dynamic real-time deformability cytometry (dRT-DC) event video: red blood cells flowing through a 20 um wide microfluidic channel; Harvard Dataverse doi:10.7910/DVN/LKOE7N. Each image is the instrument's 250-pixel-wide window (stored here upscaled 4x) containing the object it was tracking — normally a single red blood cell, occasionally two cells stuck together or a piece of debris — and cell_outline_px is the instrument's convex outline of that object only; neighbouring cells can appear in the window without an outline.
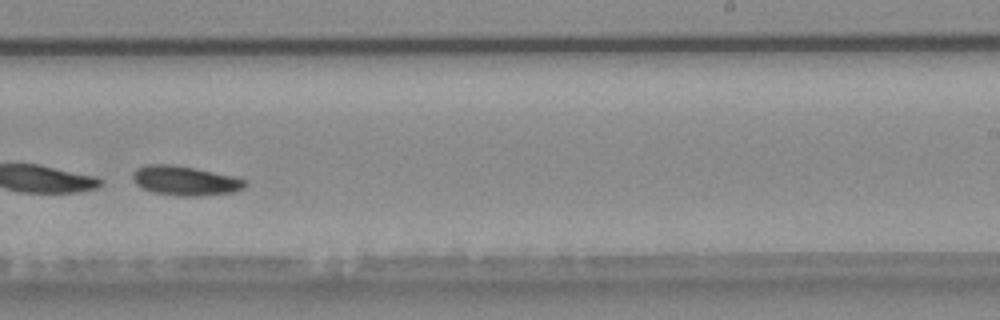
{"species": "common noctule bat (a hibernating species)", "species_latin": "Nyctalus noctula", "temperature_condition": "warm", "stored_images_in_passage": 9, "camera_frame_rate_fps": 3000, "um_per_image_px": 0.085, "animal": {"sex": "male", "body_mass_g": 20.4}, "frame": {"image": 1, "passage_image": 8, "time_ms": 2.333, "image_size_px": [1000, 320], "cell_outline_px": [[248, 184], [244, 188], [232, 192], [196, 196], [176, 196], [152, 192], [136, 184], [132, 180], [132, 172], [136, 168], [144, 164], [172, 164], [196, 168], [232, 176], [248, 180]], "centroid_in_image_um": [15.71, 15.35], "position_along_channel_um": 273.3, "area_um2": 19.48}}
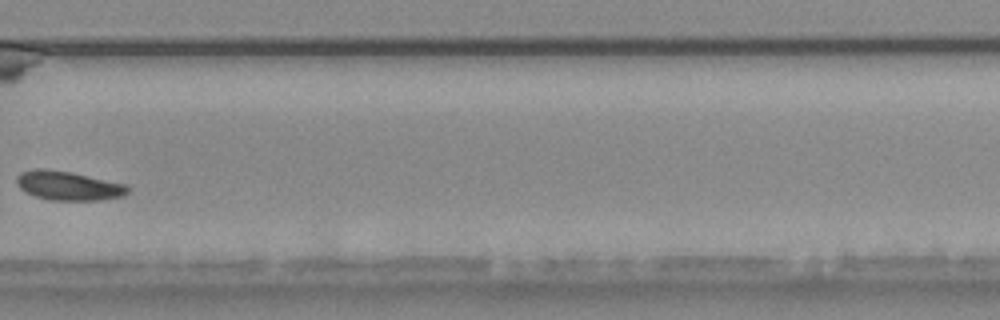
{"frame": {"image": 2, "passage_image": 9, "time_ms": 2.667, "image_size_px": [1000, 320], "cell_outline_px": [[132, 188], [124, 196], [100, 200], [48, 200], [36, 196], [20, 188], [16, 184], [16, 176], [20, 172], [72, 172], [128, 184]], "centroid_in_image_um": [5.95, 15.83], "position_along_channel_um": 323.8, "area_um2": 18.26}}